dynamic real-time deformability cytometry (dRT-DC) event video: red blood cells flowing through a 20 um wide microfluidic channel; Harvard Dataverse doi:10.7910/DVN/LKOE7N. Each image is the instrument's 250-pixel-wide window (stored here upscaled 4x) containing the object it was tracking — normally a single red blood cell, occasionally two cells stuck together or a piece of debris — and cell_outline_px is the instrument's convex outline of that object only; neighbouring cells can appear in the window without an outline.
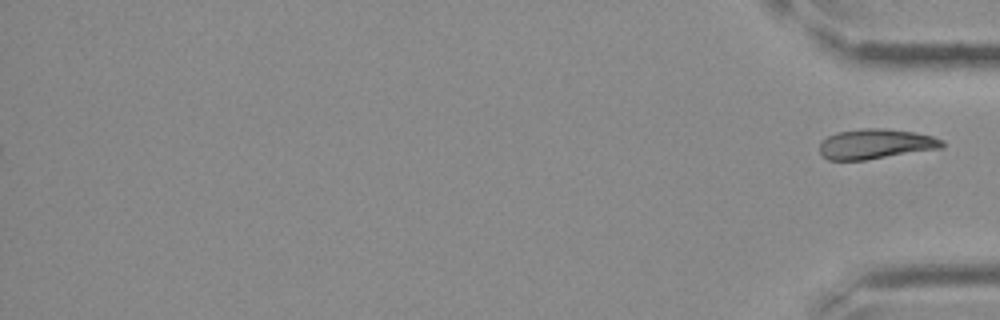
{"species": "Egyptian fruit bat (a non-hibernating species)", "species_latin": "Rousettus aegyptiacus", "temperature_condition": "cold", "stored_images_in_passage": 27, "segment_of_instrument_passage": [2, 2], "camera_frame_rate_fps": 3000, "um_per_image_px": 0.085, "frame": {"image": 1, "passage_image": 27, "time_ms": 8.667, "image_size_px": [1000, 320], "cell_outline_px": [[944, 148], [864, 160], [828, 160], [820, 156], [820, 140], [836, 132], [864, 128], [884, 128], [912, 132], [932, 136], [944, 140]], "centroid_in_image_um": [74.41, 12.24], "position_along_channel_um": 360.8, "area_um2": 21.62}}